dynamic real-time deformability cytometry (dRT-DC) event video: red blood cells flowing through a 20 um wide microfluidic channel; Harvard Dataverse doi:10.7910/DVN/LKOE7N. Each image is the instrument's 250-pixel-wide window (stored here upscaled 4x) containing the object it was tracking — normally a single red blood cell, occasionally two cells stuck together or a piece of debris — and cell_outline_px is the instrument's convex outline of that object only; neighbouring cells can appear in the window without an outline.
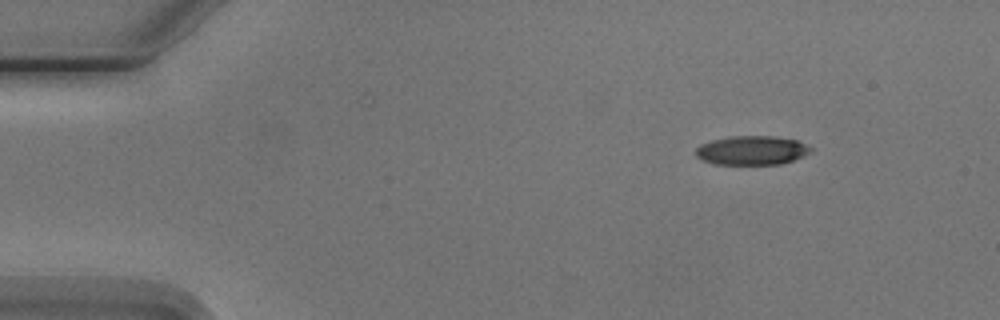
{"species": "Egyptian fruit bat (a non-hibernating species)", "species_latin": "Rousettus aegyptiacus", "temperature_condition": "cold", "stored_images_in_passage": 4, "camera_frame_rate_fps": 3000, "um_per_image_px": 0.085, "animal": {"sex": "male"}, "frame": {"image": 1, "passage_image": 1, "time_ms": 0.0, "image_size_px": [1000, 320], "cell_outline_px": [[812, 148], [808, 152], [792, 160], [780, 164], [716, 164], [704, 160], [696, 156], [696, 148], [700, 144], [712, 140], [732, 136], [772, 136], [796, 140]], "centroid_in_image_um": [63.85, 12.77], "position_along_channel_um": 21.1, "area_um2": 19.07}}
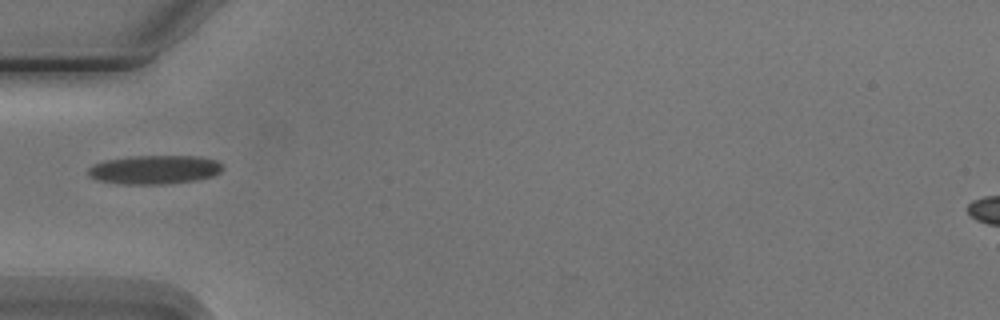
{"frame": {"image": 2, "passage_image": 4, "time_ms": 3.667, "image_size_px": [1000, 320], "cell_outline_px": [[224, 168], [220, 172], [212, 176], [196, 180], [164, 184], [120, 184], [96, 180], [88, 176], [88, 168], [92, 164], [104, 160], [132, 156], [200, 156], [216, 160]], "centroid_in_image_um": [13.09, 14.42], "position_along_channel_um": 71.9, "area_um2": 22.77}}